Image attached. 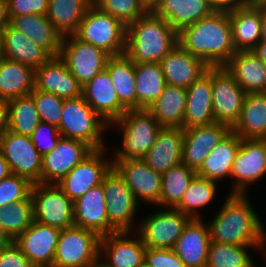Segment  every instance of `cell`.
Segmentation results:
<instances>
[{
	"label": "cell",
	"mask_w": 266,
	"mask_h": 267,
	"mask_svg": "<svg viewBox=\"0 0 266 267\" xmlns=\"http://www.w3.org/2000/svg\"><path fill=\"white\" fill-rule=\"evenodd\" d=\"M246 93H266V65L251 51H238L223 66Z\"/></svg>",
	"instance_id": "f546056e"
},
{
	"label": "cell",
	"mask_w": 266,
	"mask_h": 267,
	"mask_svg": "<svg viewBox=\"0 0 266 267\" xmlns=\"http://www.w3.org/2000/svg\"><path fill=\"white\" fill-rule=\"evenodd\" d=\"M241 138L232 130L209 152L197 176L215 182L229 179L236 154L240 148Z\"/></svg>",
	"instance_id": "4dcf8cb0"
},
{
	"label": "cell",
	"mask_w": 266,
	"mask_h": 267,
	"mask_svg": "<svg viewBox=\"0 0 266 267\" xmlns=\"http://www.w3.org/2000/svg\"><path fill=\"white\" fill-rule=\"evenodd\" d=\"M219 183L195 176L189 184L181 202L175 207L188 215L191 219L203 218L201 211L210 207V203L215 201ZM201 210V211H200Z\"/></svg>",
	"instance_id": "60d3db41"
},
{
	"label": "cell",
	"mask_w": 266,
	"mask_h": 267,
	"mask_svg": "<svg viewBox=\"0 0 266 267\" xmlns=\"http://www.w3.org/2000/svg\"><path fill=\"white\" fill-rule=\"evenodd\" d=\"M196 175V171L183 163L162 173V191L157 207L175 208Z\"/></svg>",
	"instance_id": "b9f144b4"
},
{
	"label": "cell",
	"mask_w": 266,
	"mask_h": 267,
	"mask_svg": "<svg viewBox=\"0 0 266 267\" xmlns=\"http://www.w3.org/2000/svg\"><path fill=\"white\" fill-rule=\"evenodd\" d=\"M73 211L77 227L94 231L100 237L117 231L108 220L103 182L75 200Z\"/></svg>",
	"instance_id": "44dd1931"
},
{
	"label": "cell",
	"mask_w": 266,
	"mask_h": 267,
	"mask_svg": "<svg viewBox=\"0 0 266 267\" xmlns=\"http://www.w3.org/2000/svg\"><path fill=\"white\" fill-rule=\"evenodd\" d=\"M34 220L60 230L75 226L74 202L56 185H32Z\"/></svg>",
	"instance_id": "30bf717a"
},
{
	"label": "cell",
	"mask_w": 266,
	"mask_h": 267,
	"mask_svg": "<svg viewBox=\"0 0 266 267\" xmlns=\"http://www.w3.org/2000/svg\"><path fill=\"white\" fill-rule=\"evenodd\" d=\"M231 130L240 138L266 139V93H247L240 118Z\"/></svg>",
	"instance_id": "d590c367"
},
{
	"label": "cell",
	"mask_w": 266,
	"mask_h": 267,
	"mask_svg": "<svg viewBox=\"0 0 266 267\" xmlns=\"http://www.w3.org/2000/svg\"><path fill=\"white\" fill-rule=\"evenodd\" d=\"M105 69L120 102L128 110L136 109L135 63L126 54L111 56Z\"/></svg>",
	"instance_id": "8d00e7d4"
},
{
	"label": "cell",
	"mask_w": 266,
	"mask_h": 267,
	"mask_svg": "<svg viewBox=\"0 0 266 267\" xmlns=\"http://www.w3.org/2000/svg\"><path fill=\"white\" fill-rule=\"evenodd\" d=\"M1 34L4 58L26 64L34 69L41 67L52 58L46 50L32 42L11 24Z\"/></svg>",
	"instance_id": "d6a6232c"
},
{
	"label": "cell",
	"mask_w": 266,
	"mask_h": 267,
	"mask_svg": "<svg viewBox=\"0 0 266 267\" xmlns=\"http://www.w3.org/2000/svg\"><path fill=\"white\" fill-rule=\"evenodd\" d=\"M146 246L136 231H116L100 239V262L106 267H139Z\"/></svg>",
	"instance_id": "e0dca14e"
},
{
	"label": "cell",
	"mask_w": 266,
	"mask_h": 267,
	"mask_svg": "<svg viewBox=\"0 0 266 267\" xmlns=\"http://www.w3.org/2000/svg\"><path fill=\"white\" fill-rule=\"evenodd\" d=\"M9 101L0 97V136L8 129Z\"/></svg>",
	"instance_id": "db71d44e"
},
{
	"label": "cell",
	"mask_w": 266,
	"mask_h": 267,
	"mask_svg": "<svg viewBox=\"0 0 266 267\" xmlns=\"http://www.w3.org/2000/svg\"><path fill=\"white\" fill-rule=\"evenodd\" d=\"M0 267H35L13 241L0 254Z\"/></svg>",
	"instance_id": "816d5d0a"
},
{
	"label": "cell",
	"mask_w": 266,
	"mask_h": 267,
	"mask_svg": "<svg viewBox=\"0 0 266 267\" xmlns=\"http://www.w3.org/2000/svg\"><path fill=\"white\" fill-rule=\"evenodd\" d=\"M61 137L56 126L43 122L38 124L37 128L30 136L34 147L42 156L52 151L57 146Z\"/></svg>",
	"instance_id": "c3c4849f"
},
{
	"label": "cell",
	"mask_w": 266,
	"mask_h": 267,
	"mask_svg": "<svg viewBox=\"0 0 266 267\" xmlns=\"http://www.w3.org/2000/svg\"><path fill=\"white\" fill-rule=\"evenodd\" d=\"M215 123L212 101V67L187 88L183 129Z\"/></svg>",
	"instance_id": "4316f807"
},
{
	"label": "cell",
	"mask_w": 266,
	"mask_h": 267,
	"mask_svg": "<svg viewBox=\"0 0 266 267\" xmlns=\"http://www.w3.org/2000/svg\"><path fill=\"white\" fill-rule=\"evenodd\" d=\"M40 122L35 101L30 94L9 100V131L31 136Z\"/></svg>",
	"instance_id": "7bdbcfd3"
},
{
	"label": "cell",
	"mask_w": 266,
	"mask_h": 267,
	"mask_svg": "<svg viewBox=\"0 0 266 267\" xmlns=\"http://www.w3.org/2000/svg\"><path fill=\"white\" fill-rule=\"evenodd\" d=\"M183 128L162 127L152 148L142 160L154 171L164 173L182 163Z\"/></svg>",
	"instance_id": "83f0119b"
},
{
	"label": "cell",
	"mask_w": 266,
	"mask_h": 267,
	"mask_svg": "<svg viewBox=\"0 0 266 267\" xmlns=\"http://www.w3.org/2000/svg\"><path fill=\"white\" fill-rule=\"evenodd\" d=\"M58 130L62 137L84 141L93 149L108 147L104 141L107 124L84 100L83 96L65 99Z\"/></svg>",
	"instance_id": "5b68a950"
},
{
	"label": "cell",
	"mask_w": 266,
	"mask_h": 267,
	"mask_svg": "<svg viewBox=\"0 0 266 267\" xmlns=\"http://www.w3.org/2000/svg\"><path fill=\"white\" fill-rule=\"evenodd\" d=\"M209 222L211 241L266 246V227L254 209L249 194H229Z\"/></svg>",
	"instance_id": "6da1fadb"
},
{
	"label": "cell",
	"mask_w": 266,
	"mask_h": 267,
	"mask_svg": "<svg viewBox=\"0 0 266 267\" xmlns=\"http://www.w3.org/2000/svg\"><path fill=\"white\" fill-rule=\"evenodd\" d=\"M93 0H49L46 16L62 36L73 35Z\"/></svg>",
	"instance_id": "74e56055"
},
{
	"label": "cell",
	"mask_w": 266,
	"mask_h": 267,
	"mask_svg": "<svg viewBox=\"0 0 266 267\" xmlns=\"http://www.w3.org/2000/svg\"><path fill=\"white\" fill-rule=\"evenodd\" d=\"M214 10L229 11L236 7L247 4L250 0H208Z\"/></svg>",
	"instance_id": "f5cc1de1"
},
{
	"label": "cell",
	"mask_w": 266,
	"mask_h": 267,
	"mask_svg": "<svg viewBox=\"0 0 266 267\" xmlns=\"http://www.w3.org/2000/svg\"><path fill=\"white\" fill-rule=\"evenodd\" d=\"M261 35L266 40V5L261 4Z\"/></svg>",
	"instance_id": "680465c9"
},
{
	"label": "cell",
	"mask_w": 266,
	"mask_h": 267,
	"mask_svg": "<svg viewBox=\"0 0 266 267\" xmlns=\"http://www.w3.org/2000/svg\"><path fill=\"white\" fill-rule=\"evenodd\" d=\"M94 149L84 141L61 137L42 158L41 183L56 184Z\"/></svg>",
	"instance_id": "ac0fdd59"
},
{
	"label": "cell",
	"mask_w": 266,
	"mask_h": 267,
	"mask_svg": "<svg viewBox=\"0 0 266 267\" xmlns=\"http://www.w3.org/2000/svg\"><path fill=\"white\" fill-rule=\"evenodd\" d=\"M266 65V40L259 41L251 50Z\"/></svg>",
	"instance_id": "9f6ffc18"
},
{
	"label": "cell",
	"mask_w": 266,
	"mask_h": 267,
	"mask_svg": "<svg viewBox=\"0 0 266 267\" xmlns=\"http://www.w3.org/2000/svg\"><path fill=\"white\" fill-rule=\"evenodd\" d=\"M11 170L9 164L7 163L6 159L0 152V181L8 176H10Z\"/></svg>",
	"instance_id": "6f0895ef"
},
{
	"label": "cell",
	"mask_w": 266,
	"mask_h": 267,
	"mask_svg": "<svg viewBox=\"0 0 266 267\" xmlns=\"http://www.w3.org/2000/svg\"><path fill=\"white\" fill-rule=\"evenodd\" d=\"M256 1L263 4V5H266V0H256Z\"/></svg>",
	"instance_id": "03108f58"
},
{
	"label": "cell",
	"mask_w": 266,
	"mask_h": 267,
	"mask_svg": "<svg viewBox=\"0 0 266 267\" xmlns=\"http://www.w3.org/2000/svg\"><path fill=\"white\" fill-rule=\"evenodd\" d=\"M73 35L82 42L103 49L111 56L125 54L126 26L94 4L88 8Z\"/></svg>",
	"instance_id": "8992f818"
},
{
	"label": "cell",
	"mask_w": 266,
	"mask_h": 267,
	"mask_svg": "<svg viewBox=\"0 0 266 267\" xmlns=\"http://www.w3.org/2000/svg\"><path fill=\"white\" fill-rule=\"evenodd\" d=\"M263 256H264V258L266 257V249L261 253ZM265 260H266V258L264 259V262H265ZM265 265H266V263H265Z\"/></svg>",
	"instance_id": "003e7915"
},
{
	"label": "cell",
	"mask_w": 266,
	"mask_h": 267,
	"mask_svg": "<svg viewBox=\"0 0 266 267\" xmlns=\"http://www.w3.org/2000/svg\"><path fill=\"white\" fill-rule=\"evenodd\" d=\"M35 69L26 64L3 58L0 61V97L15 99L32 93Z\"/></svg>",
	"instance_id": "e575fe53"
},
{
	"label": "cell",
	"mask_w": 266,
	"mask_h": 267,
	"mask_svg": "<svg viewBox=\"0 0 266 267\" xmlns=\"http://www.w3.org/2000/svg\"><path fill=\"white\" fill-rule=\"evenodd\" d=\"M10 24L6 0H0V33Z\"/></svg>",
	"instance_id": "11a10c76"
},
{
	"label": "cell",
	"mask_w": 266,
	"mask_h": 267,
	"mask_svg": "<svg viewBox=\"0 0 266 267\" xmlns=\"http://www.w3.org/2000/svg\"><path fill=\"white\" fill-rule=\"evenodd\" d=\"M103 190L109 223L117 231H136L139 224L136 215L141 205L113 167L103 179Z\"/></svg>",
	"instance_id": "9c48e42d"
},
{
	"label": "cell",
	"mask_w": 266,
	"mask_h": 267,
	"mask_svg": "<svg viewBox=\"0 0 266 267\" xmlns=\"http://www.w3.org/2000/svg\"><path fill=\"white\" fill-rule=\"evenodd\" d=\"M247 93L224 67H212V101L215 122L231 128L239 120Z\"/></svg>",
	"instance_id": "9a60e30c"
},
{
	"label": "cell",
	"mask_w": 266,
	"mask_h": 267,
	"mask_svg": "<svg viewBox=\"0 0 266 267\" xmlns=\"http://www.w3.org/2000/svg\"><path fill=\"white\" fill-rule=\"evenodd\" d=\"M232 40L236 51H251L262 40L261 3L247 4L229 10Z\"/></svg>",
	"instance_id": "484cf974"
},
{
	"label": "cell",
	"mask_w": 266,
	"mask_h": 267,
	"mask_svg": "<svg viewBox=\"0 0 266 267\" xmlns=\"http://www.w3.org/2000/svg\"><path fill=\"white\" fill-rule=\"evenodd\" d=\"M264 177L266 178V139L241 138L230 176L233 182L230 183L232 189L229 194H249L248 189Z\"/></svg>",
	"instance_id": "8fae6325"
},
{
	"label": "cell",
	"mask_w": 266,
	"mask_h": 267,
	"mask_svg": "<svg viewBox=\"0 0 266 267\" xmlns=\"http://www.w3.org/2000/svg\"><path fill=\"white\" fill-rule=\"evenodd\" d=\"M151 10L179 33L186 26L210 15L214 8L208 0H158Z\"/></svg>",
	"instance_id": "f1b7e54d"
},
{
	"label": "cell",
	"mask_w": 266,
	"mask_h": 267,
	"mask_svg": "<svg viewBox=\"0 0 266 267\" xmlns=\"http://www.w3.org/2000/svg\"><path fill=\"white\" fill-rule=\"evenodd\" d=\"M211 238L208 221L190 219L173 250L187 267H206Z\"/></svg>",
	"instance_id": "603a6c76"
},
{
	"label": "cell",
	"mask_w": 266,
	"mask_h": 267,
	"mask_svg": "<svg viewBox=\"0 0 266 267\" xmlns=\"http://www.w3.org/2000/svg\"><path fill=\"white\" fill-rule=\"evenodd\" d=\"M0 152L9 164L11 173L41 183L43 156L34 147L30 136L8 129L0 136Z\"/></svg>",
	"instance_id": "5bb4252c"
},
{
	"label": "cell",
	"mask_w": 266,
	"mask_h": 267,
	"mask_svg": "<svg viewBox=\"0 0 266 267\" xmlns=\"http://www.w3.org/2000/svg\"><path fill=\"white\" fill-rule=\"evenodd\" d=\"M149 6L150 8L153 6V4L158 1V0H144Z\"/></svg>",
	"instance_id": "6125c7cd"
},
{
	"label": "cell",
	"mask_w": 266,
	"mask_h": 267,
	"mask_svg": "<svg viewBox=\"0 0 266 267\" xmlns=\"http://www.w3.org/2000/svg\"><path fill=\"white\" fill-rule=\"evenodd\" d=\"M187 88L166 84L162 94L146 110L161 127L183 128Z\"/></svg>",
	"instance_id": "836d02e7"
},
{
	"label": "cell",
	"mask_w": 266,
	"mask_h": 267,
	"mask_svg": "<svg viewBox=\"0 0 266 267\" xmlns=\"http://www.w3.org/2000/svg\"><path fill=\"white\" fill-rule=\"evenodd\" d=\"M4 58L3 56V44H2V34L0 33V61Z\"/></svg>",
	"instance_id": "94428289"
},
{
	"label": "cell",
	"mask_w": 266,
	"mask_h": 267,
	"mask_svg": "<svg viewBox=\"0 0 266 267\" xmlns=\"http://www.w3.org/2000/svg\"><path fill=\"white\" fill-rule=\"evenodd\" d=\"M93 267H106L100 261L97 262Z\"/></svg>",
	"instance_id": "be15d7a7"
},
{
	"label": "cell",
	"mask_w": 266,
	"mask_h": 267,
	"mask_svg": "<svg viewBox=\"0 0 266 267\" xmlns=\"http://www.w3.org/2000/svg\"><path fill=\"white\" fill-rule=\"evenodd\" d=\"M112 160L113 168L132 190L137 202L155 208L160 201L162 174L151 169L142 159Z\"/></svg>",
	"instance_id": "2e32d148"
},
{
	"label": "cell",
	"mask_w": 266,
	"mask_h": 267,
	"mask_svg": "<svg viewBox=\"0 0 266 267\" xmlns=\"http://www.w3.org/2000/svg\"><path fill=\"white\" fill-rule=\"evenodd\" d=\"M30 95L35 101L41 122L54 125L58 128L62 118L65 99L53 93L36 90L35 88Z\"/></svg>",
	"instance_id": "bcb514c9"
},
{
	"label": "cell",
	"mask_w": 266,
	"mask_h": 267,
	"mask_svg": "<svg viewBox=\"0 0 266 267\" xmlns=\"http://www.w3.org/2000/svg\"><path fill=\"white\" fill-rule=\"evenodd\" d=\"M179 44L209 67H223L237 52L229 11L214 10L178 33Z\"/></svg>",
	"instance_id": "7a4b0ae2"
},
{
	"label": "cell",
	"mask_w": 266,
	"mask_h": 267,
	"mask_svg": "<svg viewBox=\"0 0 266 267\" xmlns=\"http://www.w3.org/2000/svg\"><path fill=\"white\" fill-rule=\"evenodd\" d=\"M110 148L94 149L86 158L69 171L56 185L74 202L93 187L102 184L113 167Z\"/></svg>",
	"instance_id": "7c38bea8"
},
{
	"label": "cell",
	"mask_w": 266,
	"mask_h": 267,
	"mask_svg": "<svg viewBox=\"0 0 266 267\" xmlns=\"http://www.w3.org/2000/svg\"><path fill=\"white\" fill-rule=\"evenodd\" d=\"M10 20L15 16L37 14L46 15L49 0H6Z\"/></svg>",
	"instance_id": "681fc988"
},
{
	"label": "cell",
	"mask_w": 266,
	"mask_h": 267,
	"mask_svg": "<svg viewBox=\"0 0 266 267\" xmlns=\"http://www.w3.org/2000/svg\"><path fill=\"white\" fill-rule=\"evenodd\" d=\"M139 267H151V266L148 265V264L144 261Z\"/></svg>",
	"instance_id": "e7e4bbea"
},
{
	"label": "cell",
	"mask_w": 266,
	"mask_h": 267,
	"mask_svg": "<svg viewBox=\"0 0 266 267\" xmlns=\"http://www.w3.org/2000/svg\"><path fill=\"white\" fill-rule=\"evenodd\" d=\"M82 88L60 57H52L35 69L36 90L53 93L63 99H75L82 96Z\"/></svg>",
	"instance_id": "cb8c5ba5"
},
{
	"label": "cell",
	"mask_w": 266,
	"mask_h": 267,
	"mask_svg": "<svg viewBox=\"0 0 266 267\" xmlns=\"http://www.w3.org/2000/svg\"><path fill=\"white\" fill-rule=\"evenodd\" d=\"M34 221L33 200L30 195L21 202H13L0 208V230L15 240Z\"/></svg>",
	"instance_id": "ee69618b"
},
{
	"label": "cell",
	"mask_w": 266,
	"mask_h": 267,
	"mask_svg": "<svg viewBox=\"0 0 266 267\" xmlns=\"http://www.w3.org/2000/svg\"><path fill=\"white\" fill-rule=\"evenodd\" d=\"M161 128L146 109L127 110L109 124V129L121 134V146L111 149L112 159H142L152 148Z\"/></svg>",
	"instance_id": "277c9868"
},
{
	"label": "cell",
	"mask_w": 266,
	"mask_h": 267,
	"mask_svg": "<svg viewBox=\"0 0 266 267\" xmlns=\"http://www.w3.org/2000/svg\"><path fill=\"white\" fill-rule=\"evenodd\" d=\"M59 57L84 86L105 69L111 55L93 44L80 41L74 35H66L62 40Z\"/></svg>",
	"instance_id": "4fadbf2b"
},
{
	"label": "cell",
	"mask_w": 266,
	"mask_h": 267,
	"mask_svg": "<svg viewBox=\"0 0 266 267\" xmlns=\"http://www.w3.org/2000/svg\"><path fill=\"white\" fill-rule=\"evenodd\" d=\"M231 131L224 123L184 129L182 163L197 171L209 152Z\"/></svg>",
	"instance_id": "ffe728a7"
},
{
	"label": "cell",
	"mask_w": 266,
	"mask_h": 267,
	"mask_svg": "<svg viewBox=\"0 0 266 267\" xmlns=\"http://www.w3.org/2000/svg\"><path fill=\"white\" fill-rule=\"evenodd\" d=\"M32 183L21 176L11 174L0 181V208L13 202H21L31 195Z\"/></svg>",
	"instance_id": "7dc6e473"
},
{
	"label": "cell",
	"mask_w": 266,
	"mask_h": 267,
	"mask_svg": "<svg viewBox=\"0 0 266 267\" xmlns=\"http://www.w3.org/2000/svg\"><path fill=\"white\" fill-rule=\"evenodd\" d=\"M60 232L34 220L14 242L35 267L52 266Z\"/></svg>",
	"instance_id": "d6986e66"
},
{
	"label": "cell",
	"mask_w": 266,
	"mask_h": 267,
	"mask_svg": "<svg viewBox=\"0 0 266 267\" xmlns=\"http://www.w3.org/2000/svg\"><path fill=\"white\" fill-rule=\"evenodd\" d=\"M82 96L107 124L119 119L128 110L120 102L106 69L83 86Z\"/></svg>",
	"instance_id": "7402d4cb"
},
{
	"label": "cell",
	"mask_w": 266,
	"mask_h": 267,
	"mask_svg": "<svg viewBox=\"0 0 266 267\" xmlns=\"http://www.w3.org/2000/svg\"><path fill=\"white\" fill-rule=\"evenodd\" d=\"M191 218L172 207H159L139 221L136 232L146 247L173 249Z\"/></svg>",
	"instance_id": "ba28073f"
},
{
	"label": "cell",
	"mask_w": 266,
	"mask_h": 267,
	"mask_svg": "<svg viewBox=\"0 0 266 267\" xmlns=\"http://www.w3.org/2000/svg\"><path fill=\"white\" fill-rule=\"evenodd\" d=\"M13 242L2 230H0V254Z\"/></svg>",
	"instance_id": "91938a15"
},
{
	"label": "cell",
	"mask_w": 266,
	"mask_h": 267,
	"mask_svg": "<svg viewBox=\"0 0 266 267\" xmlns=\"http://www.w3.org/2000/svg\"><path fill=\"white\" fill-rule=\"evenodd\" d=\"M160 65L168 85L188 88L210 68L179 43L161 60Z\"/></svg>",
	"instance_id": "d4e9b609"
},
{
	"label": "cell",
	"mask_w": 266,
	"mask_h": 267,
	"mask_svg": "<svg viewBox=\"0 0 266 267\" xmlns=\"http://www.w3.org/2000/svg\"><path fill=\"white\" fill-rule=\"evenodd\" d=\"M10 24L52 57H59L64 36L53 26L46 15L15 16L10 20Z\"/></svg>",
	"instance_id": "1f68e13d"
},
{
	"label": "cell",
	"mask_w": 266,
	"mask_h": 267,
	"mask_svg": "<svg viewBox=\"0 0 266 267\" xmlns=\"http://www.w3.org/2000/svg\"><path fill=\"white\" fill-rule=\"evenodd\" d=\"M145 262L151 267H187L173 249L147 247Z\"/></svg>",
	"instance_id": "f907efd6"
},
{
	"label": "cell",
	"mask_w": 266,
	"mask_h": 267,
	"mask_svg": "<svg viewBox=\"0 0 266 267\" xmlns=\"http://www.w3.org/2000/svg\"><path fill=\"white\" fill-rule=\"evenodd\" d=\"M265 249L266 246H239L211 241L206 267H257L250 250L261 254Z\"/></svg>",
	"instance_id": "ab89813d"
},
{
	"label": "cell",
	"mask_w": 266,
	"mask_h": 267,
	"mask_svg": "<svg viewBox=\"0 0 266 267\" xmlns=\"http://www.w3.org/2000/svg\"><path fill=\"white\" fill-rule=\"evenodd\" d=\"M100 239L94 231L77 226L62 229L52 267H93L100 261Z\"/></svg>",
	"instance_id": "52a82bcc"
},
{
	"label": "cell",
	"mask_w": 266,
	"mask_h": 267,
	"mask_svg": "<svg viewBox=\"0 0 266 267\" xmlns=\"http://www.w3.org/2000/svg\"><path fill=\"white\" fill-rule=\"evenodd\" d=\"M93 4L116 17L125 26L135 22L151 9L144 0H93Z\"/></svg>",
	"instance_id": "f6af8a7d"
},
{
	"label": "cell",
	"mask_w": 266,
	"mask_h": 267,
	"mask_svg": "<svg viewBox=\"0 0 266 267\" xmlns=\"http://www.w3.org/2000/svg\"><path fill=\"white\" fill-rule=\"evenodd\" d=\"M178 43V32L151 9L126 26L125 54L135 64L160 63Z\"/></svg>",
	"instance_id": "3957f363"
},
{
	"label": "cell",
	"mask_w": 266,
	"mask_h": 267,
	"mask_svg": "<svg viewBox=\"0 0 266 267\" xmlns=\"http://www.w3.org/2000/svg\"><path fill=\"white\" fill-rule=\"evenodd\" d=\"M136 109H147L166 85L160 63L135 64Z\"/></svg>",
	"instance_id": "f35d334b"
}]
</instances>
